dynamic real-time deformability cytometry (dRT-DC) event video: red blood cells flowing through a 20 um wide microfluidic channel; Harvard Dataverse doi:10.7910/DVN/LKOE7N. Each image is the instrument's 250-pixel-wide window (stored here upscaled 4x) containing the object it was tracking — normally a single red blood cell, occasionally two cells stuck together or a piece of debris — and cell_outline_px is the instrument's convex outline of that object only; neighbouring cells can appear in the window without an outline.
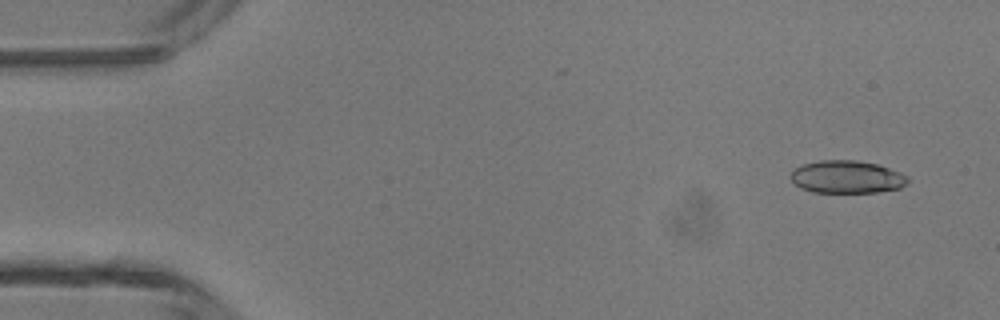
{"species": "common noctule bat (a hibernating species)", "species_latin": "Nyctalus noctula", "temperature_condition": "room temperature", "stored_images_in_passage": 47, "camera_frame_rate_fps": 3000, "um_per_image_px": 0.085, "animal": {"sex": "male", "body_mass_g": 13.3}, "frame": {"image": 1, "passage_image": 3, "time_ms": 0.667, "image_size_px": [1000, 320], "cell_outline_px": [[908, 184], [900, 188], [876, 192], [812, 192], [800, 188], [792, 180], [792, 172], [796, 168], [804, 164], [820, 160], [856, 160], [876, 164], [888, 168], [908, 176]], "centroid_in_image_um": [72.0, 15.04], "position_along_channel_um": 13.0, "area_um2": 22.08}}
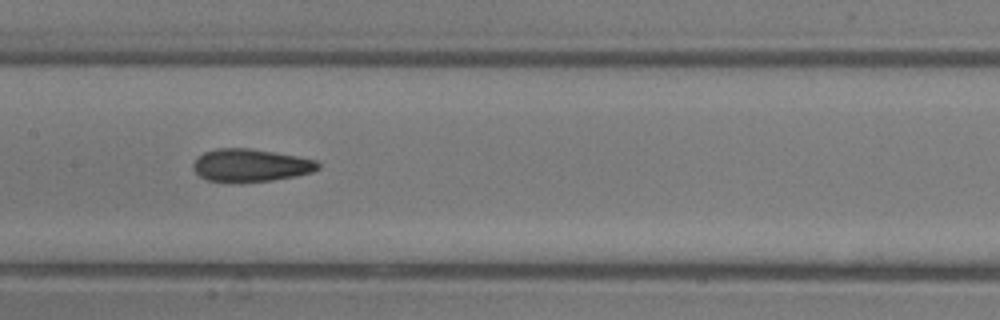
{"frame": {"image": 2, "passage_image": 23, "time_ms": 7.333, "image_size_px": [1000, 320], "cell_outline_px": [[320, 168], [312, 172], [296, 176], [272, 180], [240, 184], [208, 180], [200, 176], [192, 168], [192, 164], [196, 156], [204, 152], [216, 148], [248, 148], [296, 156], [316, 160], [320, 164]], "centroid_in_image_um": [21.26, 14.07], "position_along_channel_um": 186.1, "area_um2": 24.22}}
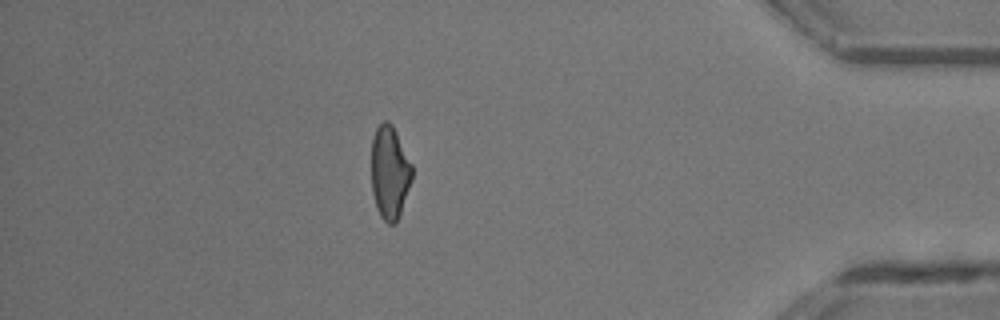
{"frame": {"image": 3, "passage_image": 41, "time_ms": 13.333, "image_size_px": [1000, 320], "cell_outline_px": [[412, 180], [400, 216], [396, 224], [388, 224], [380, 216], [376, 208], [372, 192], [372, 140], [376, 128], [384, 120], [388, 120], [392, 124], [412, 164]], "centroid_in_image_um": [33.13, 14.69], "position_along_channel_um": 402.1, "area_um2": 22.25}, "authors_computed_cell_mechanics": {"area_um2": 23.0044, "velocity_mm_per_s": 4.3657, "shape_relaxation_time_tau1_ms": 7.8906, "shape_relaxation_time_tau2_ms": 1.9573, "deformation_change_tau1": 0.1782, "deformation_change_tau2": 0.0936}}